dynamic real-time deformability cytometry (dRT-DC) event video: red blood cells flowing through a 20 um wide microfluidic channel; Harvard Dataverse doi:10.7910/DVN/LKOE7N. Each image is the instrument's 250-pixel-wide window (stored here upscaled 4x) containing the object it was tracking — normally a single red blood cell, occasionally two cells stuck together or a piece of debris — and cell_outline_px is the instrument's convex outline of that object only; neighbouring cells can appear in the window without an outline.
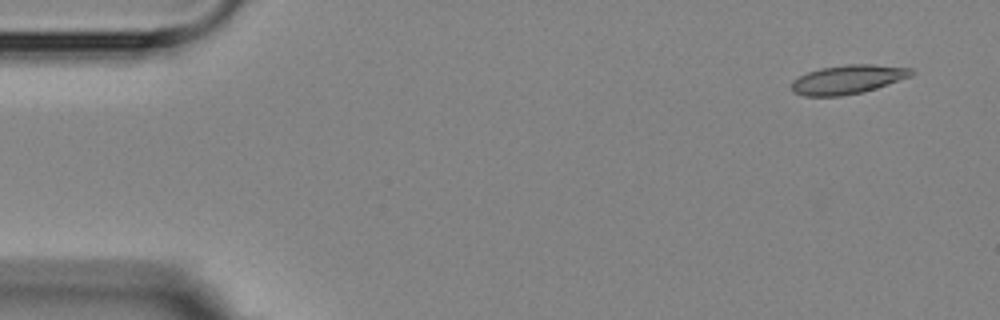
{"species": "Egyptian fruit bat (a non-hibernating species)", "species_latin": "Rousettus aegyptiacus", "temperature_condition": "room temperature", "stored_images_in_passage": 5, "camera_frame_rate_fps": 3000, "um_per_image_px": 0.085, "animal": {"sex": "female"}, "frame": {"image": 1, "passage_image": 1, "time_ms": 0.0, "image_size_px": [1000, 320], "cell_outline_px": [[916, 72], [912, 76], [864, 92], [840, 96], [804, 96], [792, 92], [792, 80], [808, 72], [820, 68], [844, 64], [872, 64], [912, 68]], "centroid_in_image_um": [72.08, 6.75], "position_along_channel_um": 12.9, "area_um2": 20.35}}
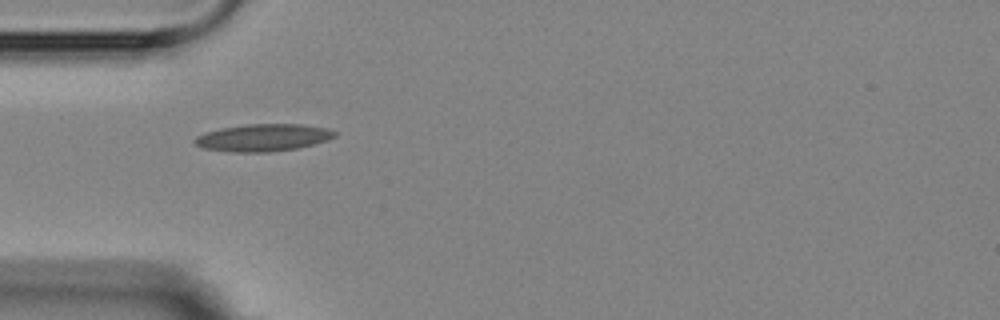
{"frame": {"image": 2, "passage_image": 4, "time_ms": 4.333, "image_size_px": [1000, 320], "cell_outline_px": [[336, 136], [328, 140], [296, 148], [268, 152], [232, 152], [204, 148], [196, 144], [192, 140], [196, 136], [204, 132], [220, 128], [248, 124], [304, 124], [328, 128], [336, 132]], "centroid_in_image_um": [22.36, 11.69], "position_along_channel_um": 62.6, "area_um2": 22.25}}
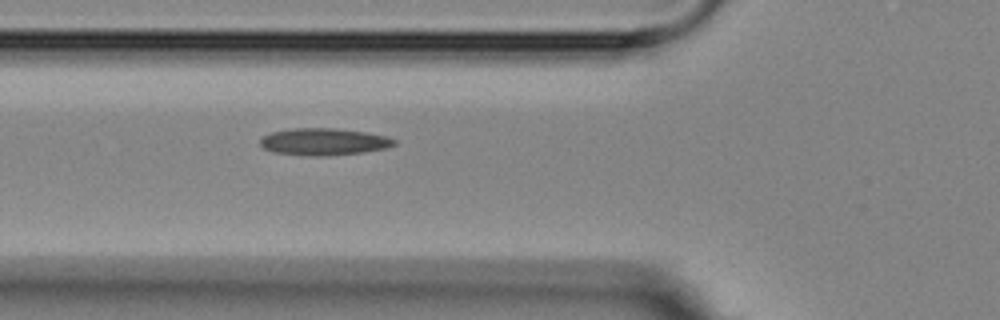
{"frame": {"image": 3, "passage_image": 5, "time_ms": 5.333, "image_size_px": [1000, 320], "cell_outline_px": [[396, 144], [384, 148], [364, 152], [324, 156], [316, 156], [276, 152], [264, 148], [260, 144], [260, 140], [264, 136], [272, 132], [292, 128], [336, 128], [368, 132], [388, 136], [396, 140]], "centroid_in_image_um": [27.57, 12.03], "position_along_channel_um": 98.2, "area_um2": 20.98}}